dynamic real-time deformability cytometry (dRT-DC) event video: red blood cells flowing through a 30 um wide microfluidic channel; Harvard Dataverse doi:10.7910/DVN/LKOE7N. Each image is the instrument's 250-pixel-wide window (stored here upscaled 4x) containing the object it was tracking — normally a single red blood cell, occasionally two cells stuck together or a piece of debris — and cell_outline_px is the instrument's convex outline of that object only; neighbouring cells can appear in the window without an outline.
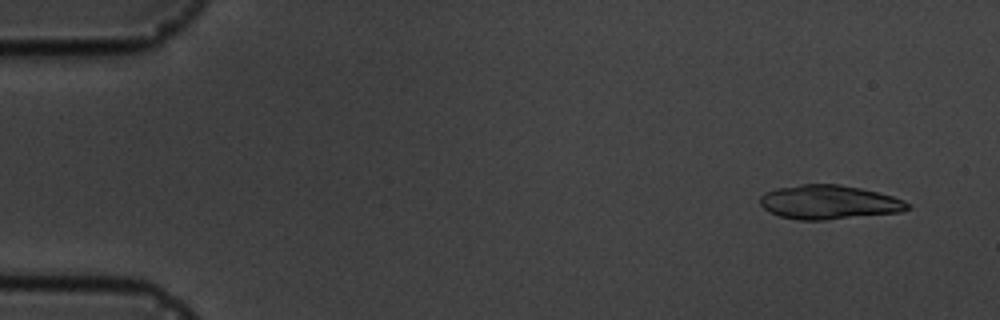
{"species": "common noctule bat (a hibernating species)", "species_latin": "Nyctalus noctula", "temperature_condition": "cold", "stored_images_in_passage": 16, "camera_frame_rate_fps": 3000, "um_per_image_px": 0.085, "animal": {"sex": "male", "body_mass_g": 19.5, "forearm_length_mm": 54.6}, "frame": {"image": 1, "passage_image": 1, "time_ms": 0.0, "image_size_px": [1000, 320], "cell_outline_px": [[912, 208], [900, 212], [824, 220], [800, 220], [780, 216], [768, 212], [760, 204], [760, 196], [764, 192], [776, 188], [800, 184], [840, 184], [860, 188], [892, 196], [904, 200], [912, 204]], "centroid_in_image_um": [70.46, 17.18], "position_along_channel_um": 14.5, "area_um2": 29.42}}
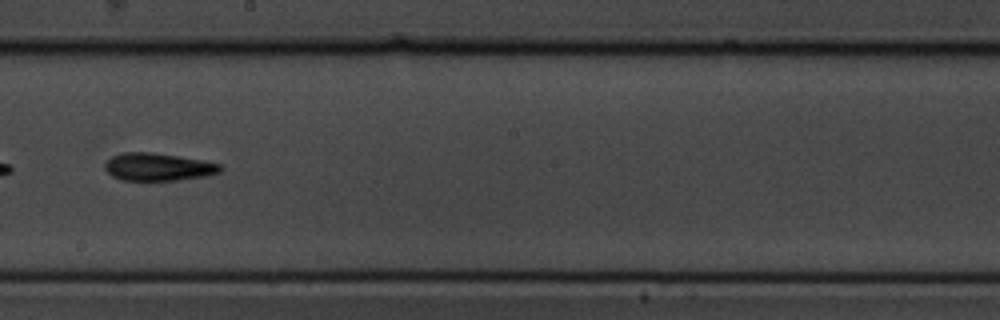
{"frame": {"image": 2, "passage_image": 9, "time_ms": 9.333, "image_size_px": [1000, 320], "cell_outline_px": [[224, 168], [220, 172], [204, 176], [176, 180], [120, 180], [112, 176], [104, 168], [104, 164], [112, 156], [124, 152], [148, 152], [176, 156], [200, 160], [220, 164]], "centroid_in_image_um": [13.41, 14.19], "position_along_channel_um": 234.8, "area_um2": 18.38}}
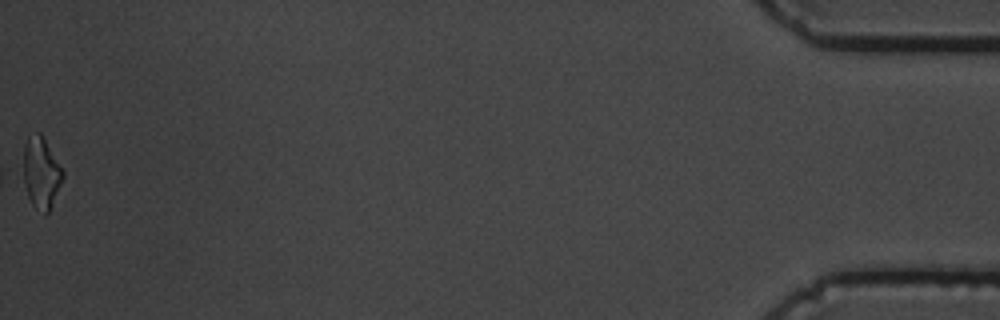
{"frame": {"image": 3, "passage_image": 16, "time_ms": 17.333, "image_size_px": [1000, 320], "cell_outline_px": [[64, 176], [48, 212], [44, 216], [32, 204], [28, 196], [24, 184], [24, 144], [28, 136], [36, 132], [40, 132], [64, 172]], "centroid_in_image_um": [3.49, 14.69], "position_along_channel_um": 431.7, "area_um2": 16.13}, "authors_computed_cell_mechanics": {"area_um2": 17.8602, "velocity_mm_per_s": 3.6518, "shape_relaxation_time_tau1_ms": 2.7003, "shape_relaxation_time_tau2_ms": 3.8667, "deformation_change_tau1": 0.1402, "deformation_change_tau2": 0.1375}}